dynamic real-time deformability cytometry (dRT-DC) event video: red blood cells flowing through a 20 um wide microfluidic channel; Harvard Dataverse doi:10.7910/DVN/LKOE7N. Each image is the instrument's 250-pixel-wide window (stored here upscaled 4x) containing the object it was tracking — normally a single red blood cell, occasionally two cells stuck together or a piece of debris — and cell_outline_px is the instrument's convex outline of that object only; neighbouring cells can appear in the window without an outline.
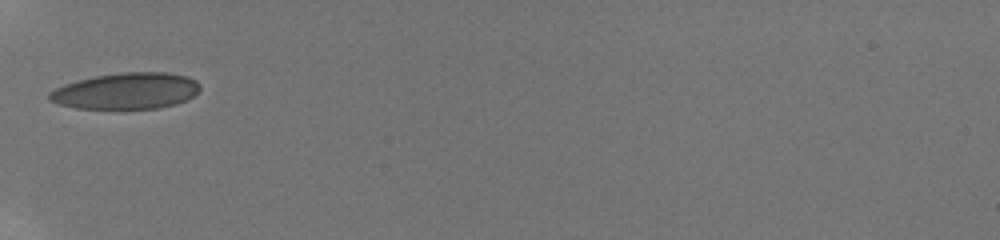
{"species": "human", "species_latin": "Homo sapiens", "temperature_condition": "room temperature", "stored_images_in_passage": 41, "camera_frame_rate_fps": 3000, "um_per_image_px": 0.085, "donor": {"sex": "male"}, "frame": {"image": 1, "passage_image": 1, "time_ms": 0.0, "image_size_px": [1000, 240], "cell_outline_px": [[200, 88], [188, 100], [176, 104], [160, 108], [76, 108], [60, 104], [48, 100], [48, 92], [64, 84], [76, 80], [96, 76], [124, 72], [168, 72], [188, 76], [196, 80], [200, 84]], "centroid_in_image_um": [10.74, 7.72], "position_along_channel_um": 74.3, "area_um2": 31.91}}
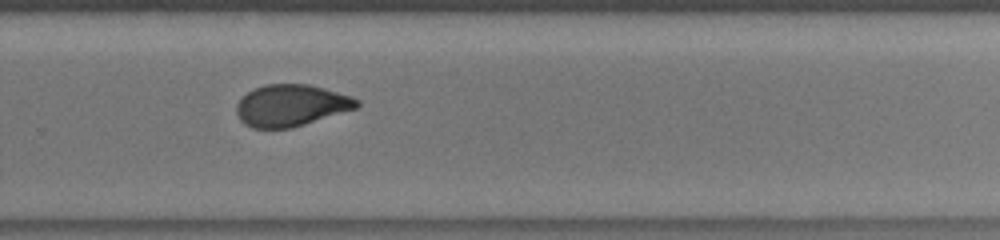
{"frame": {"image": 2, "passage_image": 27, "time_ms": 6.0, "image_size_px": [1000, 240], "cell_outline_px": [[360, 104], [356, 108], [292, 128], [252, 128], [244, 124], [240, 120], [236, 112], [236, 104], [248, 92], [264, 84], [308, 84], [324, 88], [352, 96], [360, 100]], "centroid_in_image_um": [24.74, 8.96], "position_along_channel_um": 305.1, "area_um2": 29.19}}
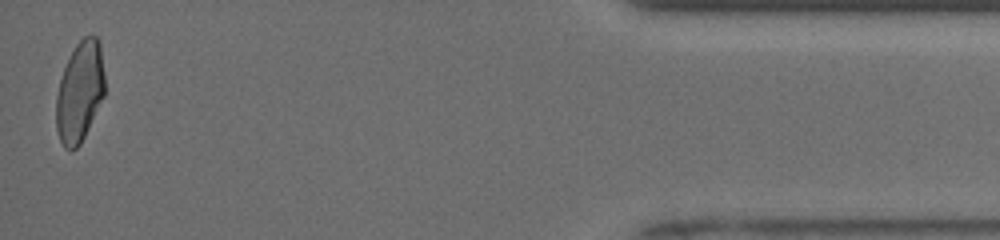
{"frame": {"image": 3, "passage_image": 41, "time_ms": 10.667, "image_size_px": [1000, 240], "cell_outline_px": [[104, 96], [80, 144], [76, 148], [64, 148], [60, 140], [56, 128], [56, 96], [60, 80], [64, 68], [76, 44], [84, 36], [96, 36], [100, 40], [104, 72]], "centroid_in_image_um": [6.79, 7.78], "position_along_channel_um": 428.4, "area_um2": 28.21}, "authors_computed_cell_mechanics": {"area_um2": 30.4028, "velocity_mm_per_s": 3.9376, "shape_relaxation_time_tau1_ms": 8.7715, "shape_relaxation_time_tau2_ms": 1.1715, "deformation_change_tau1": 0.2121, "deformation_change_tau2": 0.0577}}